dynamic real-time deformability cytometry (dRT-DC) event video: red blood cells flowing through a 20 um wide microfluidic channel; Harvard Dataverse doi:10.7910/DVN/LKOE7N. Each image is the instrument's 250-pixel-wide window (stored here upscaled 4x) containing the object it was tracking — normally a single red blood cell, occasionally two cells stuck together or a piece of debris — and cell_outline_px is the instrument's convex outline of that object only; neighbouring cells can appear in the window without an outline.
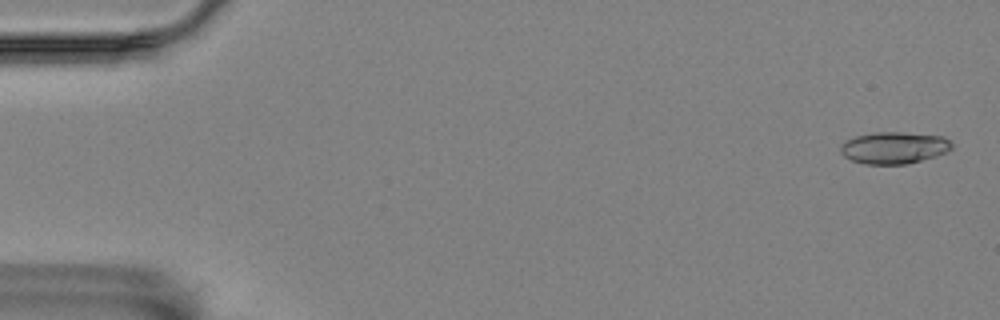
{"species": "Egyptian fruit bat (a non-hibernating species)", "species_latin": "Rousettus aegyptiacus", "temperature_condition": "room temperature", "stored_images_in_passage": 57, "camera_frame_rate_fps": 3000, "um_per_image_px": 0.085, "animal": {"sex": "female"}, "frame": {"image": 1, "passage_image": 2, "time_ms": 0.333, "image_size_px": [1000, 320], "cell_outline_px": [[952, 148], [948, 152], [936, 156], [908, 164], [864, 164], [852, 160], [844, 156], [840, 152], [840, 144], [844, 140], [856, 136], [876, 132], [904, 132], [944, 136], [952, 144]], "centroid_in_image_um": [75.99, 12.56], "position_along_channel_um": 9.0, "area_um2": 20.87}}
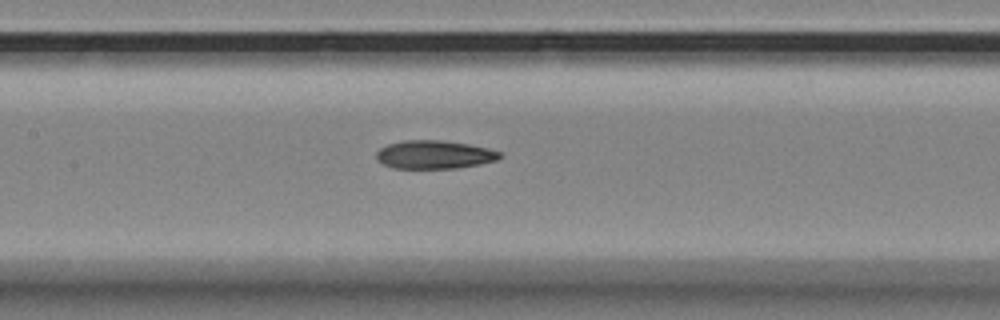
{"frame": {"image": 2, "passage_image": 27, "time_ms": 8.667, "image_size_px": [1000, 320], "cell_outline_px": [[504, 156], [496, 160], [480, 164], [456, 168], [392, 168], [376, 160], [376, 152], [380, 148], [388, 144], [404, 140], [440, 140], [468, 144], [488, 148], [500, 152]], "centroid_in_image_um": [36.91, 13.14], "position_along_channel_um": 170.5, "area_um2": 20.4}}
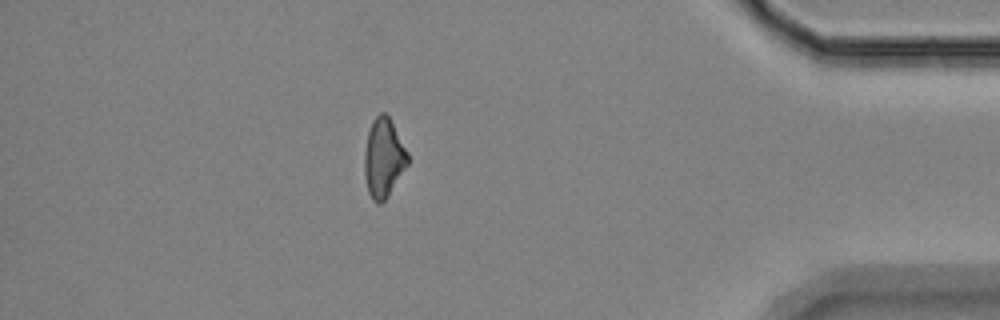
{"frame": {"image": 3, "passage_image": 50, "time_ms": 16.333, "image_size_px": [1000, 320], "cell_outline_px": [[408, 164], [388, 196], [380, 204], [376, 204], [372, 200], [368, 192], [364, 176], [364, 152], [368, 132], [372, 120], [380, 112], [384, 112], [388, 116], [408, 152]], "centroid_in_image_um": [32.58, 13.45], "position_along_channel_um": 402.6, "area_um2": 19.94}, "authors_computed_cell_mechanics": {"area_um2": 20.4612, "velocity_mm_per_s": 3.5269, "shape_relaxation_time_tau1_ms": 8.1174, "shape_relaxation_time_tau2_ms": null, "deformation_change_tau1": 0.1926, "deformation_change_tau2": null}}